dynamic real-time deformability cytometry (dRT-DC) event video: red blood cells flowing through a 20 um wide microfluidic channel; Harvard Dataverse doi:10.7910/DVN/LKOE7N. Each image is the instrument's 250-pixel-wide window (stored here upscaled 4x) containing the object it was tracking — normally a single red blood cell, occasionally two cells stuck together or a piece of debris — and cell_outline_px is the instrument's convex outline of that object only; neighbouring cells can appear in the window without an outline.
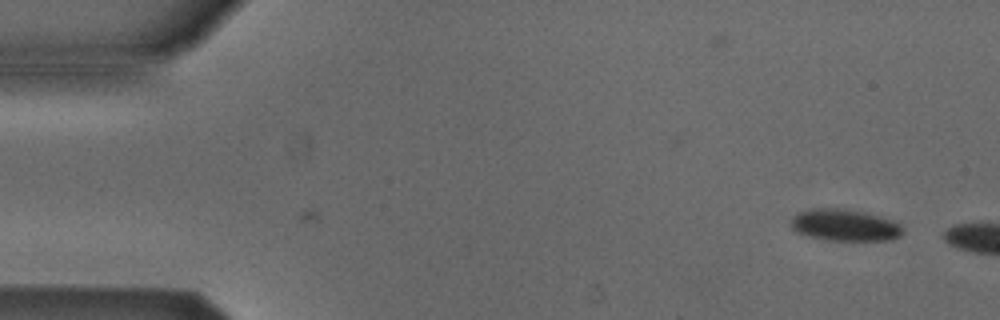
{"species": "Egyptian fruit bat (a non-hibernating species)", "species_latin": "Rousettus aegyptiacus", "temperature_condition": "cold", "stored_images_in_passage": 4, "camera_frame_rate_fps": 3000, "um_per_image_px": 0.085, "animal": {"sex": "male"}, "frame": {"image": 1, "passage_image": 4, "time_ms": 1.0, "image_size_px": [1000, 320], "cell_outline_px": [[904, 232], [900, 236], [892, 240], [828, 240], [796, 232], [792, 228], [792, 216], [796, 212], [812, 208], [840, 208], [864, 212], [892, 220], [900, 224], [904, 228]], "centroid_in_image_um": [71.82, 19.13], "position_along_channel_um": 13.2, "area_um2": 20.69}}